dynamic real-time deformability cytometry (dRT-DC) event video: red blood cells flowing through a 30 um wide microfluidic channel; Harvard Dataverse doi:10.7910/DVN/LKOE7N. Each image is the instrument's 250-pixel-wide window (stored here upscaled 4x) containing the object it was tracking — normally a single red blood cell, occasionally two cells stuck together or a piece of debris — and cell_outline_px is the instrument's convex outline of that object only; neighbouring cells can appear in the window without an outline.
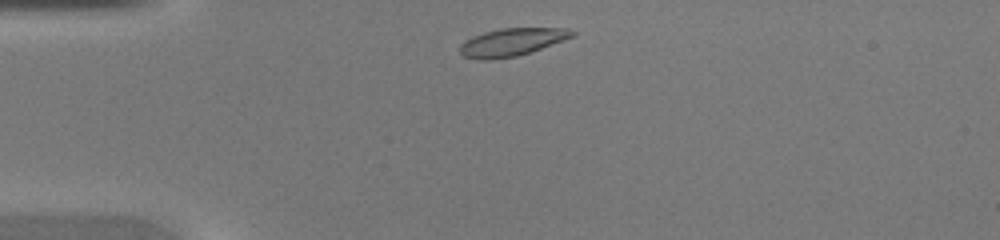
{"species": "common noctule bat (a hibernating species)", "species_latin": "Nyctalus noctula", "temperature_condition": "warm", "stored_images_in_passage": 36, "camera_frame_rate_fps": 3000, "um_per_image_px": 0.085, "animal": {"sex": "female", "body_mass_g": 20.0, "forearm_length_mm": 54.0}, "frame": {"image": 1, "passage_image": 2, "time_ms": 0.333, "image_size_px": [1000, 240], "cell_outline_px": [[576, 32], [572, 36], [564, 40], [516, 56], [488, 60], [480, 60], [464, 56], [460, 52], [460, 44], [464, 40], [484, 32], [500, 28], [568, 28]], "centroid_in_image_um": [43.47, 3.57], "position_along_channel_um": 41.5, "area_um2": 17.92}}
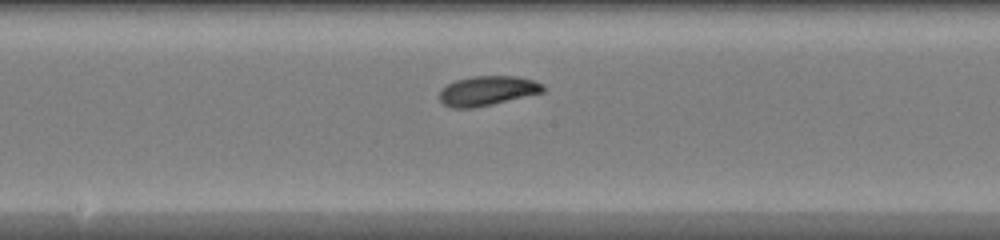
{"frame": {"image": 2, "passage_image": 15, "time_ms": 4.667, "image_size_px": [1000, 240], "cell_outline_px": [[544, 92], [492, 104], [472, 108], [452, 108], [444, 104], [440, 100], [440, 88], [456, 80], [472, 76], [516, 76], [532, 80], [544, 84]], "centroid_in_image_um": [41.42, 7.71], "position_along_channel_um": 206.8, "area_um2": 17.8}}
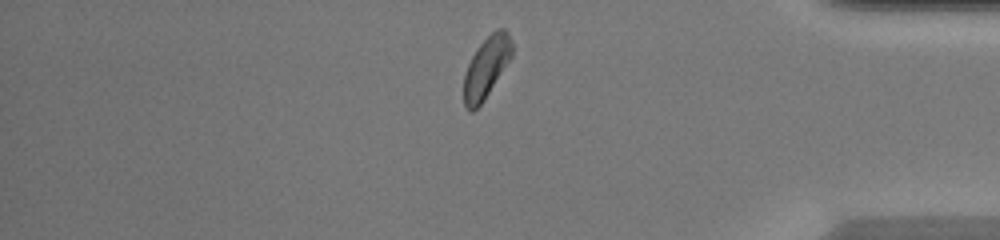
{"frame": {"image": 3, "passage_image": 29, "time_ms": 9.333, "image_size_px": [1000, 240], "cell_outline_px": [[512, 56], [484, 100], [472, 112], [468, 112], [464, 104], [464, 72], [476, 48], [496, 28], [504, 28], [508, 32], [512, 44]], "centroid_in_image_um": [41.33, 5.72], "position_along_channel_um": 393.9, "area_um2": 17.05}}